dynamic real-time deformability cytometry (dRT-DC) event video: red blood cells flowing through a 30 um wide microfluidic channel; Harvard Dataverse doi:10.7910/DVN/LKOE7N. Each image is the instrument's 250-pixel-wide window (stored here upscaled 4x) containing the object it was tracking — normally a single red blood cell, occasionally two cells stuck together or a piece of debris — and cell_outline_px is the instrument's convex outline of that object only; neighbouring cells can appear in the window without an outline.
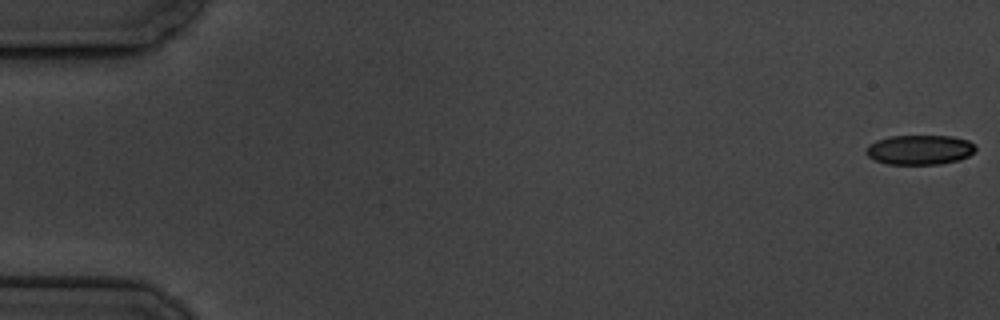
{"species": "common noctule bat (a hibernating species)", "species_latin": "Nyctalus noctula", "temperature_condition": "cold", "stored_images_in_passage": 5, "camera_frame_rate_fps": 3000, "um_per_image_px": 0.085, "animal": {"sex": "male", "body_mass_g": 19.5, "forearm_length_mm": 54.6}, "frame": {"image": 1, "passage_image": 1, "time_ms": 0.0, "image_size_px": [1000, 320], "cell_outline_px": [[976, 148], [968, 156], [960, 160], [940, 164], [888, 164], [876, 160], [868, 156], [864, 152], [868, 144], [876, 140], [892, 136], [952, 136], [968, 140], [976, 144]], "centroid_in_image_um": [78.18, 12.73], "position_along_channel_um": 6.8, "area_um2": 19.02}}
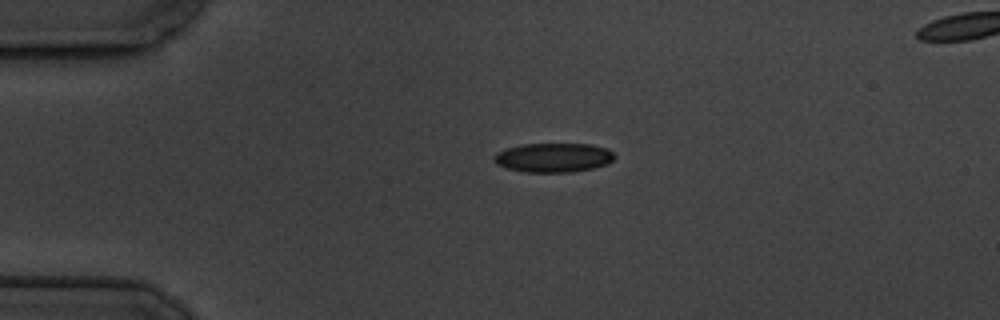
{"frame": {"image": 2, "passage_image": 4, "time_ms": 4.333, "image_size_px": [1000, 320], "cell_outline_px": [[616, 156], [608, 164], [592, 168], [572, 172], [524, 172], [508, 168], [496, 164], [492, 160], [492, 156], [496, 152], [504, 148], [520, 144], [588, 144], [608, 148]], "centroid_in_image_um": [47.0, 13.39], "position_along_channel_um": 38.0, "area_um2": 20.75}}